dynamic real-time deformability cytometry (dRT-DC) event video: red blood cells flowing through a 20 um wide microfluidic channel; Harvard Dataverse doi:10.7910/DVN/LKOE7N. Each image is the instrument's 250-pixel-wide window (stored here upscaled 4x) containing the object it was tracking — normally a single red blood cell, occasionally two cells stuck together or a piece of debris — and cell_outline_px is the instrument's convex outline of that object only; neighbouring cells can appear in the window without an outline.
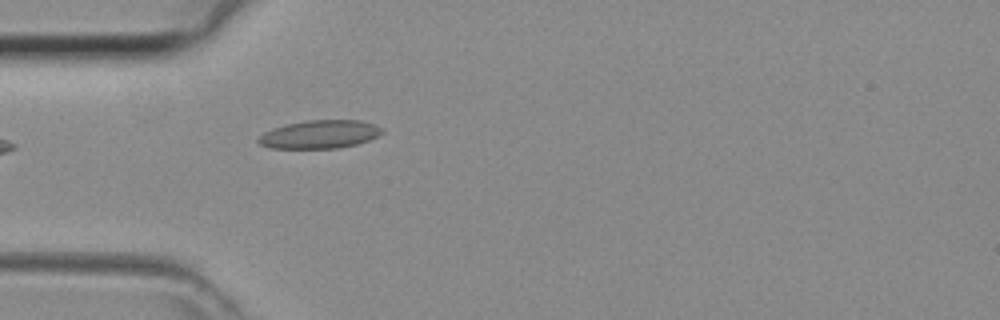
{"species": "common noctule bat (a hibernating species)", "species_latin": "Nyctalus noctula", "temperature_condition": "room temperature", "stored_images_in_passage": 22, "camera_frame_rate_fps": 3000, "um_per_image_px": 0.085, "animal": {"sex": "female", "body_mass_g": 29.2, "forearm_length_mm": 56.3}, "frame": {"image": 1, "passage_image": 1, "time_ms": 0.0, "image_size_px": [1000, 320], "cell_outline_px": [[384, 132], [368, 140], [356, 144], [340, 148], [272, 148], [260, 144], [256, 140], [264, 132], [272, 128], [304, 120], [360, 120], [384, 128]], "centroid_in_image_um": [27.17, 11.41], "position_along_channel_um": 57.8, "area_um2": 20.29}}
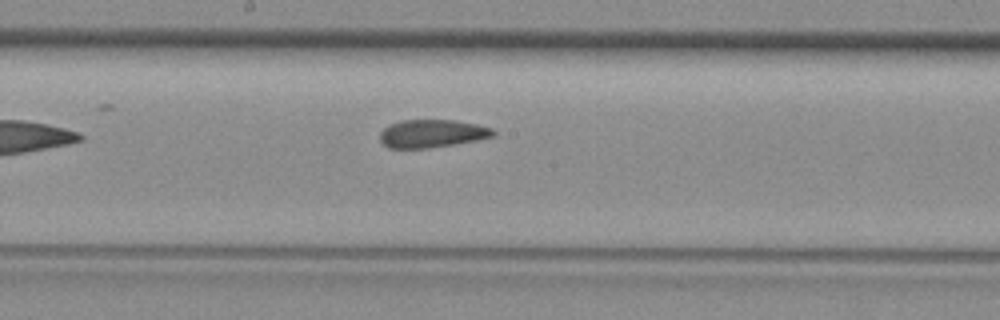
{"frame": {"image": 2, "passage_image": 11, "time_ms": 3.333, "image_size_px": [1000, 320], "cell_outline_px": [[496, 136], [456, 144], [428, 148], [388, 148], [380, 140], [380, 132], [384, 128], [400, 120], [456, 120], [476, 124], [492, 128], [496, 132]], "centroid_in_image_um": [36.75, 11.35], "position_along_channel_um": 211.5, "area_um2": 18.5}}
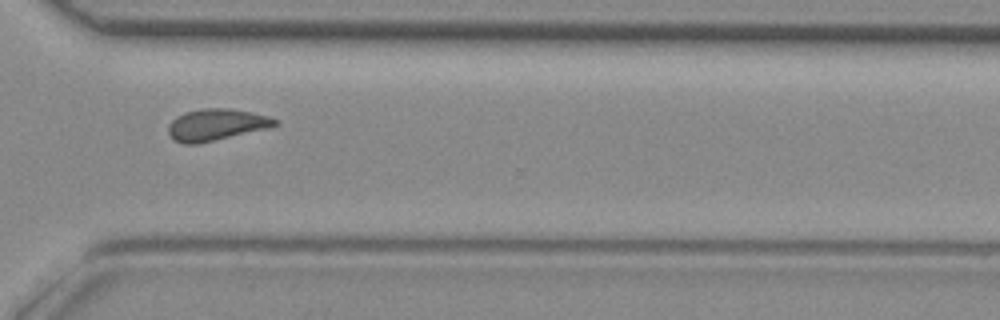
{"frame": {"image": 3, "passage_image": 20, "time_ms": 6.333, "image_size_px": [1000, 320], "cell_outline_px": [[280, 124], [268, 128], [196, 144], [184, 144], [176, 140], [168, 132], [168, 124], [176, 116], [184, 112], [204, 108], [228, 108], [252, 112], [268, 116], [280, 120]], "centroid_in_image_um": [18.4, 10.58], "position_along_channel_um": 352.2, "area_um2": 19.59}}